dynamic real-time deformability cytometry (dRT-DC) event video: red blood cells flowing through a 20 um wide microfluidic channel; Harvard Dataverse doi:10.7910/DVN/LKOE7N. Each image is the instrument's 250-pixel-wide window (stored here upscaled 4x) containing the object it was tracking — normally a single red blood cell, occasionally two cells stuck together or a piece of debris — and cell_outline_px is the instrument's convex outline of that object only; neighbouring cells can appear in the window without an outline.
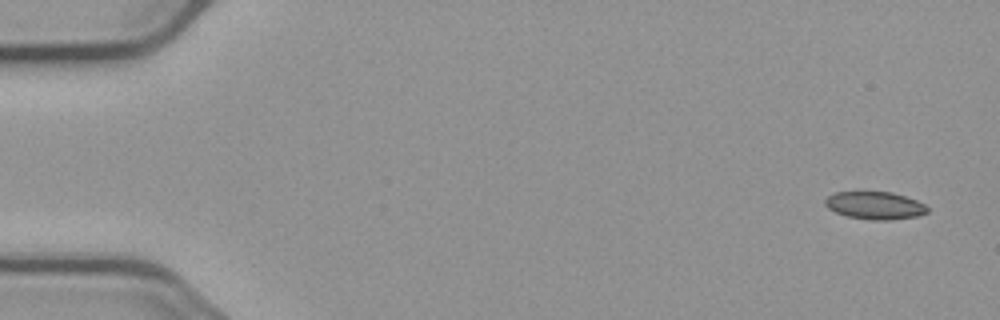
{"species": "common noctule bat (a hibernating species)", "species_latin": "Nyctalus noctula", "temperature_condition": "cold", "stored_images_in_passage": 4, "camera_frame_rate_fps": 3000, "um_per_image_px": 0.085, "animal": {"sex": "male", "body_mass_g": 23.1, "forearm_length_mm": 52.7}, "frame": {"image": 1, "passage_image": 1, "time_ms": 0.0, "image_size_px": [1000, 320], "cell_outline_px": [[928, 212], [916, 216], [892, 220], [868, 220], [848, 216], [836, 212], [828, 208], [824, 204], [824, 200], [828, 196], [836, 192], [892, 192], [916, 200], [924, 204], [928, 208]], "centroid_in_image_um": [74.36, 17.47], "position_along_channel_um": 10.6, "area_um2": 16.42}}
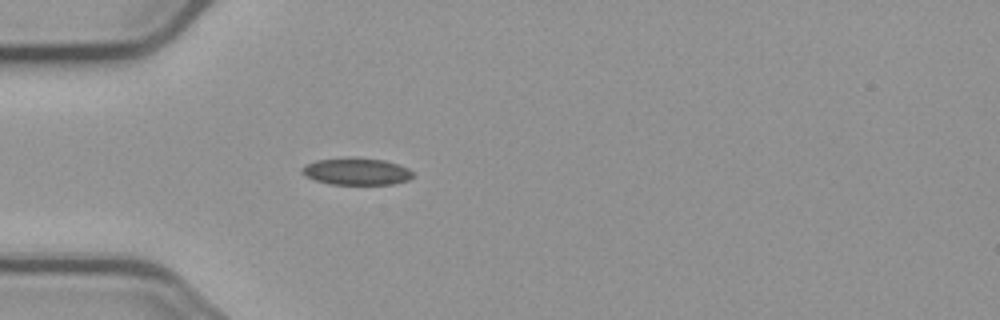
{"frame": {"image": 2, "passage_image": 4, "time_ms": 4.667, "image_size_px": [1000, 320], "cell_outline_px": [[416, 176], [408, 180], [392, 184], [332, 184], [316, 180], [300, 172], [300, 168], [304, 164], [316, 160], [384, 160], [408, 168]], "centroid_in_image_um": [30.32, 14.61], "position_along_channel_um": 54.7, "area_um2": 16.65}}